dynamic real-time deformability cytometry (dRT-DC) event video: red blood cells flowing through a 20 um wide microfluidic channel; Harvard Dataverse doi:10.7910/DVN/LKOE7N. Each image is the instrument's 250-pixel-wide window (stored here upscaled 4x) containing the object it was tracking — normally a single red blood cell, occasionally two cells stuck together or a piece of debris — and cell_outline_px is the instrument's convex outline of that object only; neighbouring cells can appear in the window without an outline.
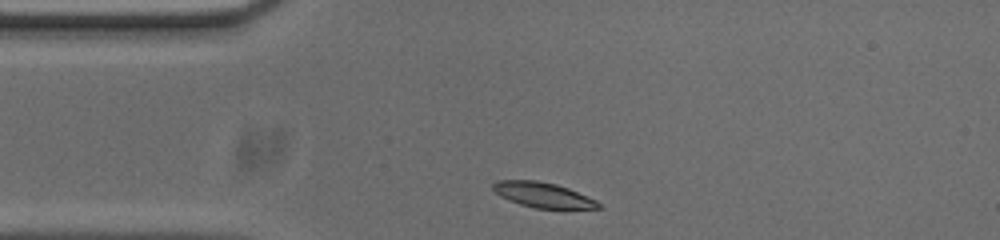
{"species": "common noctule bat (a hibernating species)", "species_latin": "Nyctalus noctula", "temperature_condition": "cold", "stored_images_in_passage": 33, "camera_frame_rate_fps": 3000, "um_per_image_px": 0.085, "animal": {"sex": "male", "body_mass_g": 20.0, "forearm_length_mm": 53.3}, "frame": {"image": 1, "passage_image": 1, "time_ms": 0.0, "image_size_px": [1000, 240], "cell_outline_px": [[604, 208], [536, 208], [520, 204], [508, 200], [500, 196], [492, 188], [492, 184], [496, 180], [536, 180], [556, 184], [568, 188], [596, 200]], "centroid_in_image_um": [46.12, 16.56], "position_along_channel_um": 38.9, "area_um2": 15.32}}
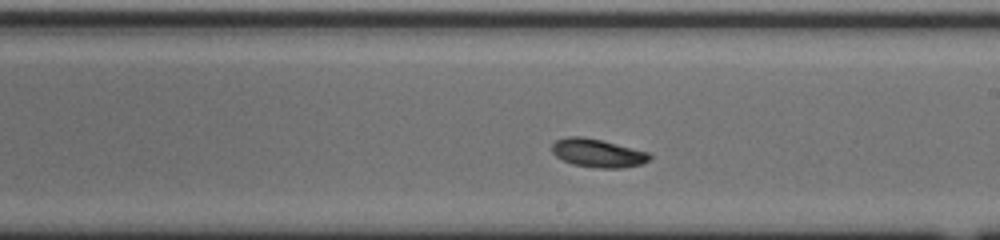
{"frame": {"image": 2, "passage_image": 19, "time_ms": 6.0, "image_size_px": [1000, 240], "cell_outline_px": [[652, 156], [648, 160], [640, 164], [620, 168], [600, 168], [572, 164], [556, 156], [552, 152], [552, 144], [556, 140], [568, 136], [584, 136], [648, 152]], "centroid_in_image_um": [50.77, 13.0], "position_along_channel_um": 238.2, "area_um2": 15.9}}
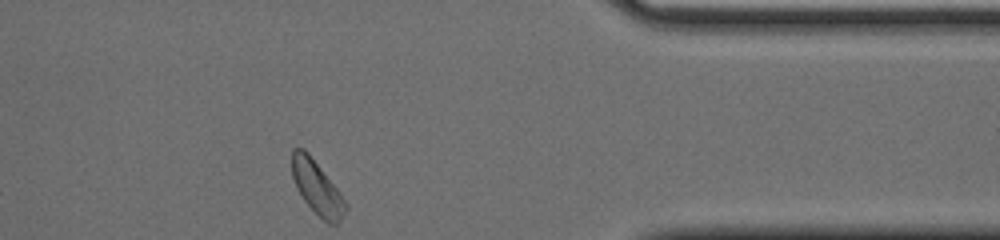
{"frame": {"image": 3, "passage_image": 33, "time_ms": 10.667, "image_size_px": [1000, 240], "cell_outline_px": [[348, 208], [340, 220], [336, 224], [328, 224], [304, 200], [296, 188], [292, 176], [292, 148], [304, 148], [308, 152], [340, 192], [348, 204]], "centroid_in_image_um": [26.95, 15.94], "position_along_channel_um": 384.4, "area_um2": 16.59}, "authors_computed_cell_mechanics": {"area_um2": 16.0106, "velocity_mm_per_s": 3.658, "shape_relaxation_time_tau1_ms": 6.2071, "shape_relaxation_time_tau2_ms": null, "deformation_change_tau1": 0.165, "deformation_change_tau2": null}}